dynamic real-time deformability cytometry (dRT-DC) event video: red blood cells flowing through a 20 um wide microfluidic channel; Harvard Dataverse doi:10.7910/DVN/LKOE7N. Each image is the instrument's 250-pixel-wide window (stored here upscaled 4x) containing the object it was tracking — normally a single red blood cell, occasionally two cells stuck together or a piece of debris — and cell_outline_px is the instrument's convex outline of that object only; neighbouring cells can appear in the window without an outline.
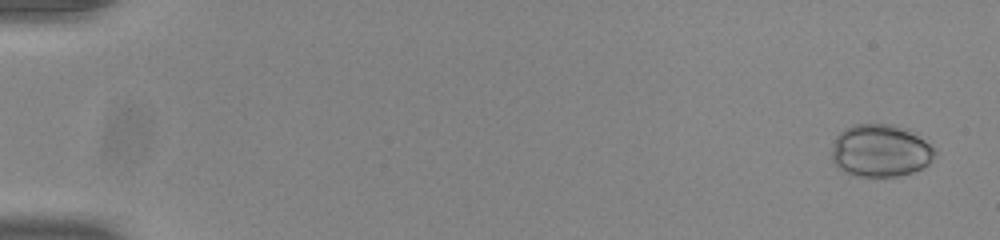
{"species": "common noctule bat (a hibernating species)", "species_latin": "Nyctalus noctula", "temperature_condition": "room temperature", "stored_images_in_passage": 55, "camera_frame_rate_fps": 3000, "um_per_image_px": 0.085, "animal": {"sex": "male", "body_mass_g": 20.0, "forearm_length_mm": 53.3}, "frame": {"image": 1, "passage_image": 3, "time_ms": 0.667, "image_size_px": [1000, 240], "cell_outline_px": [[936, 152], [928, 164], [912, 172], [896, 176], [860, 176], [848, 172], [840, 168], [832, 160], [832, 148], [836, 136], [840, 132], [852, 124], [892, 124], [908, 128], [924, 140]], "centroid_in_image_um": [74.83, 12.78], "position_along_channel_um": 10.2, "area_um2": 31.21}}
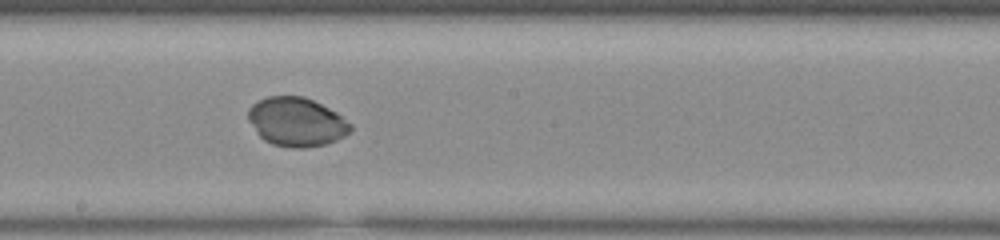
{"frame": {"image": 2, "passage_image": 32, "time_ms": 10.333, "image_size_px": [1000, 240], "cell_outline_px": [[352, 128], [344, 136], [336, 140], [324, 144], [304, 148], [292, 148], [272, 144], [264, 140], [256, 132], [248, 120], [248, 108], [252, 104], [268, 96], [304, 96], [336, 112], [352, 124]], "centroid_in_image_um": [25.18, 10.36], "position_along_channel_um": 223.0, "area_um2": 29.02}}
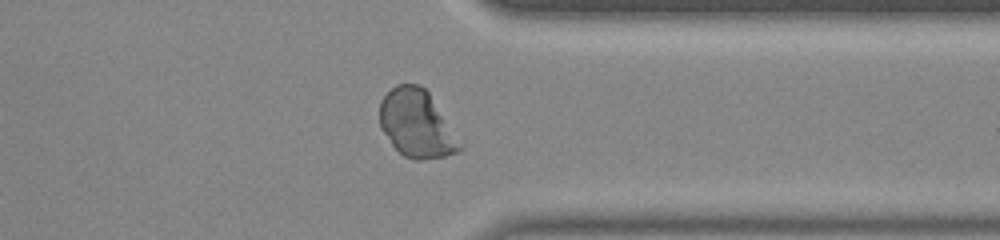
{"frame": {"image": 3, "passage_image": 44, "time_ms": 14.333, "image_size_px": [1000, 240], "cell_outline_px": [[464, 148], [456, 152], [444, 156], [420, 160], [416, 160], [404, 156], [392, 144], [380, 128], [380, 100], [396, 84], [420, 84], [428, 92], [464, 144]], "centroid_in_image_um": [35.44, 10.52], "position_along_channel_um": 376.0, "area_um2": 31.56}}